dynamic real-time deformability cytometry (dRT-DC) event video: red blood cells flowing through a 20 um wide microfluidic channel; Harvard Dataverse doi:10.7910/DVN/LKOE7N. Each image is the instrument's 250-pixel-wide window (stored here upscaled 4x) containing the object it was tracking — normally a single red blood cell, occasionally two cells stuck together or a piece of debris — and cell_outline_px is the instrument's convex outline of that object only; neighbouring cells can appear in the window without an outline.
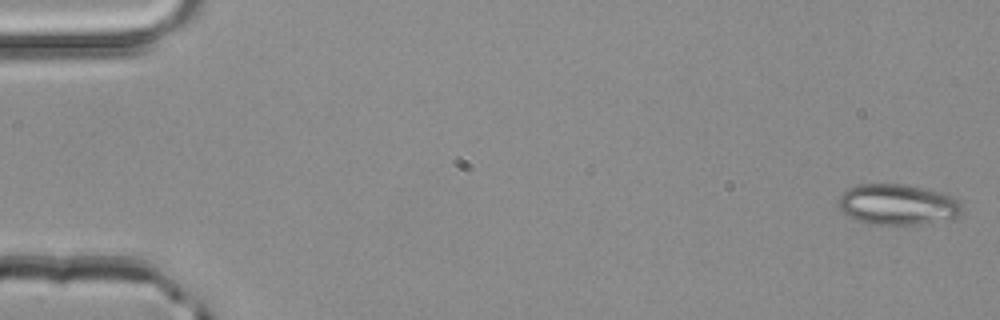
{"species": "common noctule bat (a hibernating species)", "species_latin": "Nyctalus noctula", "temperature_condition": "room temperature", "stored_images_in_passage": 4, "camera_frame_rate_fps": 3000, "um_per_image_px": 0.085, "animal": {"sex": "male", "body_mass_g": 20.4}, "frame": {"image": 1, "passage_image": 1, "time_ms": 0.0, "image_size_px": [1000, 320], "cell_outline_px": [[960, 212], [952, 220], [920, 224], [868, 224], [844, 212], [836, 204], [836, 200], [848, 188], [860, 184], [904, 184], [924, 188], [940, 192], [952, 196], [960, 200]], "centroid_in_image_um": [76.31, 17.38], "position_along_channel_um": 8.7, "area_um2": 29.25}}
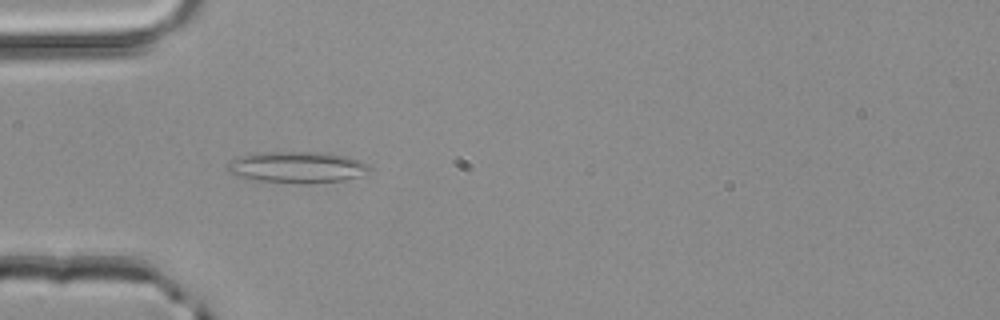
{"frame": {"image": 2, "passage_image": 4, "time_ms": 1.0, "image_size_px": [1000, 320], "cell_outline_px": [[368, 172], [344, 180], [256, 180], [236, 176], [228, 172], [228, 164], [232, 160], [240, 156], [256, 152], [328, 152], [348, 156], [360, 160], [368, 164]], "centroid_in_image_um": [25.22, 14.14], "position_along_channel_um": 59.8, "area_um2": 24.74}}